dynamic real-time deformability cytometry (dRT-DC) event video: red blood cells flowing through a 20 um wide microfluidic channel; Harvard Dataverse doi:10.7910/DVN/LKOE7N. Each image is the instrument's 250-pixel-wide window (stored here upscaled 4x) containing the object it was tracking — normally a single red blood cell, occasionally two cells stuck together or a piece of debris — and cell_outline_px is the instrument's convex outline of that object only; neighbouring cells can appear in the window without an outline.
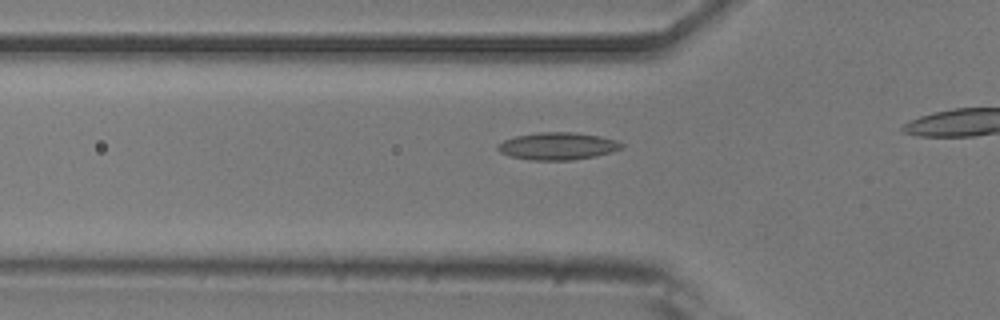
{"species": "common noctule bat (a hibernating species)", "species_latin": "Nyctalus noctula", "temperature_condition": "room temperature", "stored_images_in_passage": 11, "camera_frame_rate_fps": 3000, "um_per_image_px": 0.085, "animal": {"sex": "male", "body_mass_g": 20.5, "forearm_length_mm": 52.5}, "frame": {"image": 1, "passage_image": 2, "time_ms": 0.333, "image_size_px": [1000, 320], "cell_outline_px": [[624, 148], [596, 156], [572, 160], [532, 160], [508, 156], [500, 152], [496, 148], [496, 144], [504, 140], [516, 136], [540, 132], [572, 132], [600, 136], [616, 140], [624, 144]], "centroid_in_image_um": [47.39, 12.42], "position_along_channel_um": 78.4, "area_um2": 19.83}}
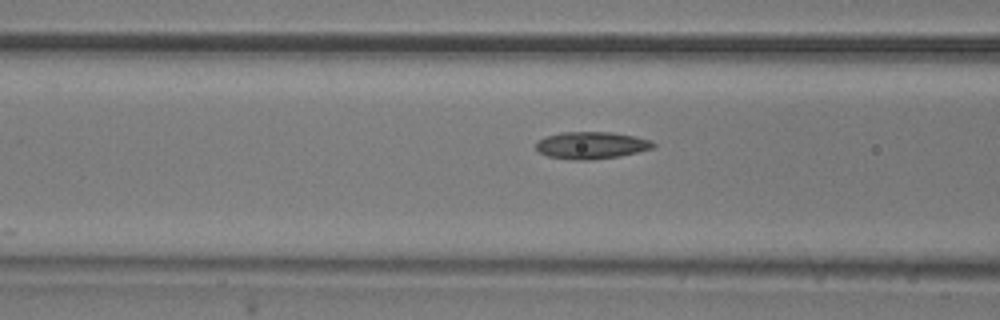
{"frame": {"image": 2, "passage_image": 5, "time_ms": 1.333, "image_size_px": [1000, 320], "cell_outline_px": [[656, 148], [620, 156], [588, 160], [572, 160], [548, 156], [540, 152], [536, 148], [536, 140], [544, 136], [560, 132], [612, 132], [636, 136], [652, 140], [656, 144]], "centroid_in_image_um": [50.29, 12.34], "position_along_channel_um": 116.3, "area_um2": 18.84}}
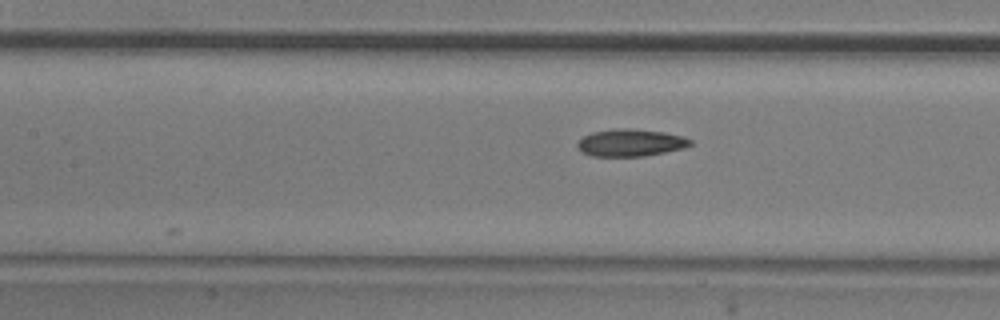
{"frame": {"image": 3, "passage_image": 8, "time_ms": 2.333, "image_size_px": [1000, 320], "cell_outline_px": [[692, 144], [684, 148], [644, 156], [592, 156], [580, 152], [576, 148], [576, 144], [584, 136], [592, 132], [612, 128], [628, 128], [664, 132], [680, 136], [692, 140]], "centroid_in_image_um": [53.54, 12.13], "position_along_channel_um": 153.9, "area_um2": 17.98}}